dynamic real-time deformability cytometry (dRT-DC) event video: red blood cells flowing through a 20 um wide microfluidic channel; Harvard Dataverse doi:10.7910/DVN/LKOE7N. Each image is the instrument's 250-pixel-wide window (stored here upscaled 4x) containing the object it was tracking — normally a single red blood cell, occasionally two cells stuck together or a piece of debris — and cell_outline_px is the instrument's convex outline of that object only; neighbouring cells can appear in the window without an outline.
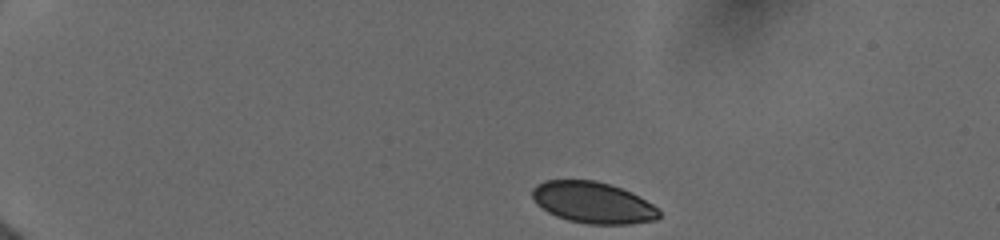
{"species": "human", "species_latin": "Homo sapiens", "temperature_condition": "cold", "stored_images_in_passage": 38, "camera_frame_rate_fps": 3000, "um_per_image_px": 0.085, "donor": {"sex": "female"}, "frame": {"image": 1, "passage_image": 1, "time_ms": 0.0, "image_size_px": [1000, 240], "cell_outline_px": [[660, 216], [656, 220], [628, 224], [588, 224], [568, 220], [556, 216], [548, 212], [536, 204], [532, 196], [532, 188], [536, 184], [544, 180], [596, 180], [632, 192], [652, 204], [660, 212]], "centroid_in_image_um": [50.37, 17.22], "position_along_channel_um": 34.6, "area_um2": 30.58}}
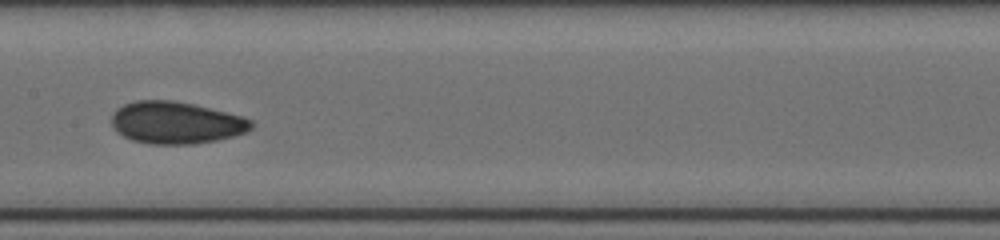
{"frame": {"image": 2, "passage_image": 19, "time_ms": 6.333, "image_size_px": [1000, 240], "cell_outline_px": [[252, 128], [248, 132], [216, 140], [192, 144], [148, 144], [132, 140], [116, 132], [112, 128], [112, 112], [116, 108], [124, 104], [136, 100], [172, 100], [192, 104], [244, 116], [252, 120]], "centroid_in_image_um": [14.94, 10.43], "position_along_channel_um": 192.5, "area_um2": 34.45}}
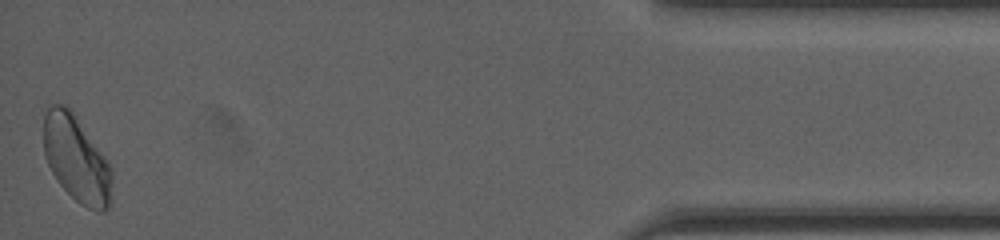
{"frame": {"image": 3, "passage_image": 38, "time_ms": 14.0, "image_size_px": [1000, 240], "cell_outline_px": [[112, 200], [108, 208], [104, 212], [96, 212], [80, 204], [56, 180], [44, 156], [44, 116], [48, 104], [64, 104], [72, 112], [108, 160], [112, 168]], "centroid_in_image_um": [6.52, 13.54], "position_along_channel_um": 428.7, "area_um2": 34.56}, "authors_computed_cell_mechanics": {"area_um2": 33.1483, "velocity_mm_per_s": 3.9312, "shape_relaxation_time_tau1_ms": 3.5178, "shape_relaxation_time_tau2_ms": 1.2529, "deformation_change_tau1": 0.0678, "deformation_change_tau2": 0.0302}}